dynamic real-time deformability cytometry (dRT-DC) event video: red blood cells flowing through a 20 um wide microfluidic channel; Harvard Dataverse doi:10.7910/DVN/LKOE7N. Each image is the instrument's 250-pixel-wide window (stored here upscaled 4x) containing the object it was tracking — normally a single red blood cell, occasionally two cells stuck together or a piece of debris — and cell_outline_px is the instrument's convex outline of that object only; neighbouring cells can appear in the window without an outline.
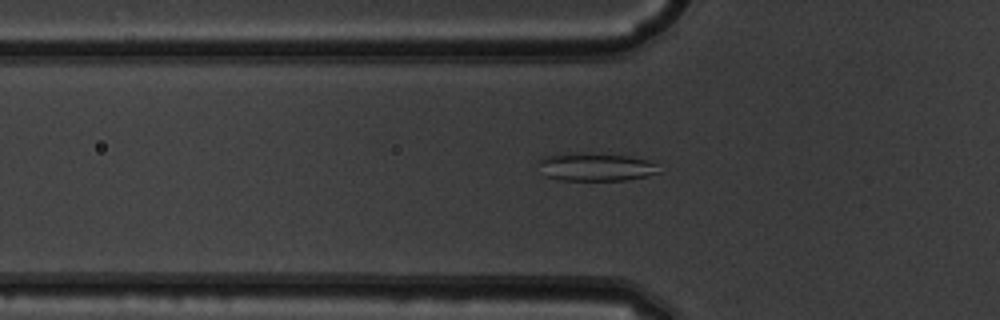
{"species": "common noctule bat (a hibernating species)", "species_latin": "Nyctalus noctula", "temperature_condition": "warm", "stored_images_in_passage": 38, "camera_frame_rate_fps": 3000, "um_per_image_px": 0.085, "animal": {"sex": "male", "body_mass_g": 19.5, "forearm_length_mm": 54.6}, "frame": {"image": 1, "passage_image": 5, "time_ms": 1.333, "image_size_px": [1000, 320], "cell_outline_px": [[660, 172], [644, 176], [624, 180], [560, 180], [544, 176], [536, 164], [544, 156], [572, 152], [580, 152], [628, 156], [648, 160], [656, 164]], "centroid_in_image_um": [50.56, 14.18], "position_along_channel_um": 75.2, "area_um2": 19.83}}
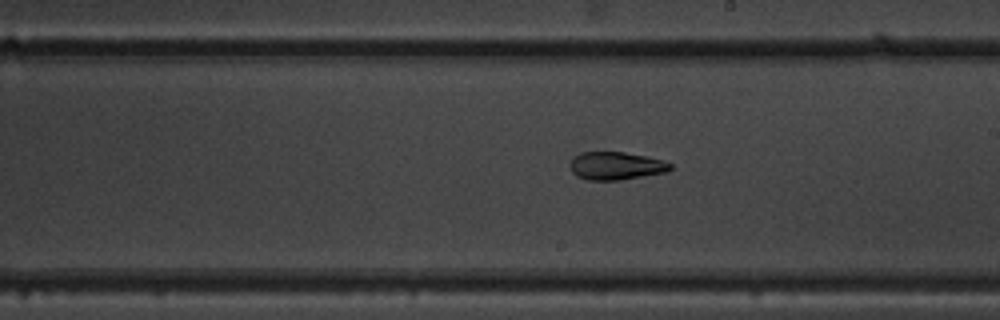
{"frame": {"image": 2, "passage_image": 17, "time_ms": 5.333, "image_size_px": [1000, 320], "cell_outline_px": [[672, 168], [668, 172], [620, 180], [588, 180], [576, 176], [572, 172], [572, 156], [580, 152], [624, 152], [664, 160], [672, 164]], "centroid_in_image_um": [52.38, 14.1], "position_along_channel_um": 236.6, "area_um2": 16.36}}
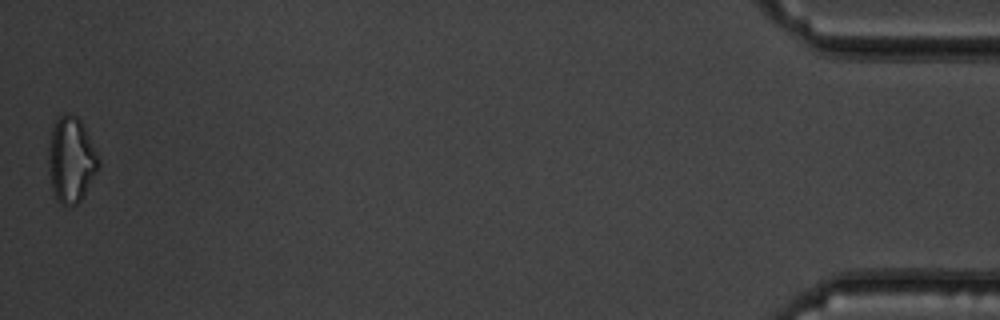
{"frame": {"image": 3, "passage_image": 38, "time_ms": 12.333, "image_size_px": [1000, 320], "cell_outline_px": [[100, 164], [96, 172], [80, 200], [76, 204], [64, 204], [56, 196], [52, 188], [48, 160], [48, 148], [52, 128], [56, 120], [64, 112], [68, 112], [76, 116], [80, 120], [100, 160]], "centroid_in_image_um": [6.03, 13.52], "position_along_channel_um": 429.2, "area_um2": 24.28}, "authors_computed_cell_mechanics": {"area_um2": 17.6001, "velocity_mm_per_s": 4.0297, "shape_relaxation_time_tau1_ms": 11.3115, "shape_relaxation_time_tau2_ms": 3.8678, "deformation_change_tau1": 0.2426, "deformation_change_tau2": 0.1119}}